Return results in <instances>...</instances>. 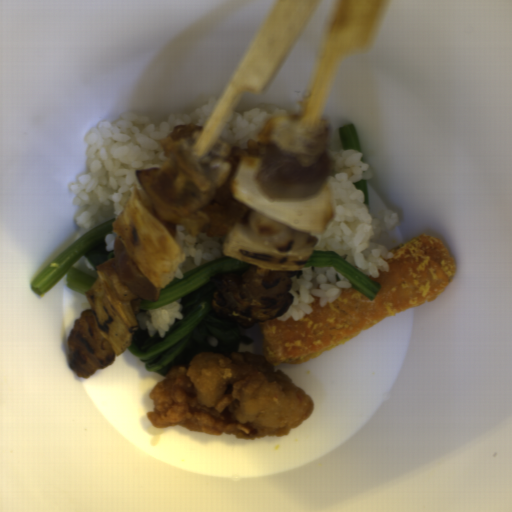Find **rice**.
<instances>
[{
	"label": "rice",
	"instance_id": "1",
	"mask_svg": "<svg viewBox=\"0 0 512 512\" xmlns=\"http://www.w3.org/2000/svg\"><path fill=\"white\" fill-rule=\"evenodd\" d=\"M217 100L210 98L192 115L172 113L156 125L151 118L132 112L120 114L115 122L101 121L86 134L88 171L71 183L72 204L79 207L75 215L78 230L74 239L118 218L124 212L134 187L139 199L152 206L135 170L164 167L166 157L158 140L177 126L194 123L204 128Z\"/></svg>",
	"mask_w": 512,
	"mask_h": 512
},
{
	"label": "rice",
	"instance_id": "8",
	"mask_svg": "<svg viewBox=\"0 0 512 512\" xmlns=\"http://www.w3.org/2000/svg\"><path fill=\"white\" fill-rule=\"evenodd\" d=\"M83 260H84V262L86 263V265H87L88 269H91V270H94V271H95L94 266L91 264V262L89 261V259H88V258H85V257H84V259H83Z\"/></svg>",
	"mask_w": 512,
	"mask_h": 512
},
{
	"label": "rice",
	"instance_id": "7",
	"mask_svg": "<svg viewBox=\"0 0 512 512\" xmlns=\"http://www.w3.org/2000/svg\"><path fill=\"white\" fill-rule=\"evenodd\" d=\"M115 238H117L115 233H109L106 236H104L107 252L114 251Z\"/></svg>",
	"mask_w": 512,
	"mask_h": 512
},
{
	"label": "rice",
	"instance_id": "5",
	"mask_svg": "<svg viewBox=\"0 0 512 512\" xmlns=\"http://www.w3.org/2000/svg\"><path fill=\"white\" fill-rule=\"evenodd\" d=\"M282 115H289L287 109L268 112L256 106L251 111H236L227 119L218 140H223L236 148H245L249 141L257 142L259 134L269 121Z\"/></svg>",
	"mask_w": 512,
	"mask_h": 512
},
{
	"label": "rice",
	"instance_id": "3",
	"mask_svg": "<svg viewBox=\"0 0 512 512\" xmlns=\"http://www.w3.org/2000/svg\"><path fill=\"white\" fill-rule=\"evenodd\" d=\"M353 286L347 277L338 273L331 266H309L303 267L301 275L291 278V288L288 293L292 296L290 307L278 320H286L292 317L295 320L304 319L305 314L313 312L311 303L314 297L320 298V306L327 307L328 303L337 300L342 289Z\"/></svg>",
	"mask_w": 512,
	"mask_h": 512
},
{
	"label": "rice",
	"instance_id": "2",
	"mask_svg": "<svg viewBox=\"0 0 512 512\" xmlns=\"http://www.w3.org/2000/svg\"><path fill=\"white\" fill-rule=\"evenodd\" d=\"M358 150L326 151V173L323 186L329 187L334 216L329 217L322 233H307L317 241L311 251H335L355 269L370 277H380L379 271L389 272L385 259L395 257L380 245L381 234L401 225L399 213L382 210L372 216L364 203L365 194L354 185L373 178L369 164L361 161Z\"/></svg>",
	"mask_w": 512,
	"mask_h": 512
},
{
	"label": "rice",
	"instance_id": "6",
	"mask_svg": "<svg viewBox=\"0 0 512 512\" xmlns=\"http://www.w3.org/2000/svg\"><path fill=\"white\" fill-rule=\"evenodd\" d=\"M182 299H173L166 304L139 311L136 317L137 328L147 330L148 337L155 336V332H158V336H165V332H169L170 327L173 325L176 318L183 319L181 313L182 310Z\"/></svg>",
	"mask_w": 512,
	"mask_h": 512
},
{
	"label": "rice",
	"instance_id": "4",
	"mask_svg": "<svg viewBox=\"0 0 512 512\" xmlns=\"http://www.w3.org/2000/svg\"><path fill=\"white\" fill-rule=\"evenodd\" d=\"M172 240L181 247L185 255V259L172 273L179 280L184 278L185 273L204 263L229 256L223 253L224 237L207 236L203 231L200 236H193L188 234V228L175 224Z\"/></svg>",
	"mask_w": 512,
	"mask_h": 512
}]
</instances>
